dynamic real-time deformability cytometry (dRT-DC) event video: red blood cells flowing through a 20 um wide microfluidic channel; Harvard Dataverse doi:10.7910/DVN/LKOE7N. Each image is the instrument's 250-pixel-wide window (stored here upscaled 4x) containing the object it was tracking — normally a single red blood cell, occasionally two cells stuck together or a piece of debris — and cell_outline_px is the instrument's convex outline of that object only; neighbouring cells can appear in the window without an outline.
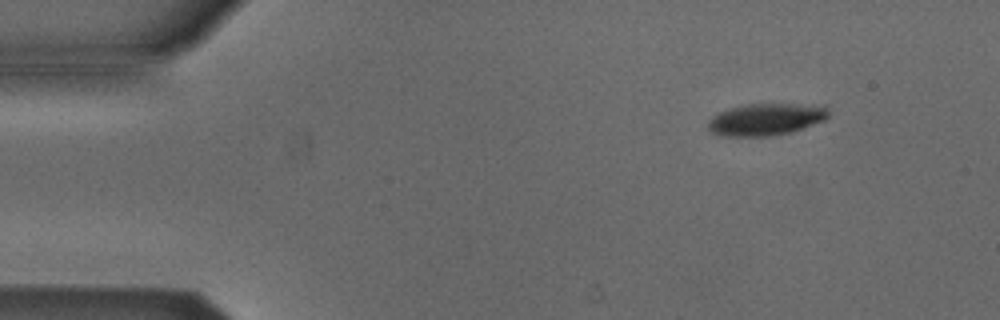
{"species": "Egyptian fruit bat (a non-hibernating species)", "species_latin": "Rousettus aegyptiacus", "temperature_condition": "cold", "stored_images_in_passage": 6, "camera_frame_rate_fps": 3000, "um_per_image_px": 0.085, "animal": {"sex": "male"}, "frame": {"image": 1, "passage_image": 2, "time_ms": 0.333, "image_size_px": [1000, 320], "cell_outline_px": [[828, 116], [824, 120], [804, 128], [792, 132], [768, 136], [728, 136], [712, 132], [708, 128], [708, 120], [712, 116], [720, 112], [732, 108], [748, 104], [824, 104], [828, 112]], "centroid_in_image_um": [65.15, 10.14], "position_along_channel_um": 19.9, "area_um2": 22.37}}
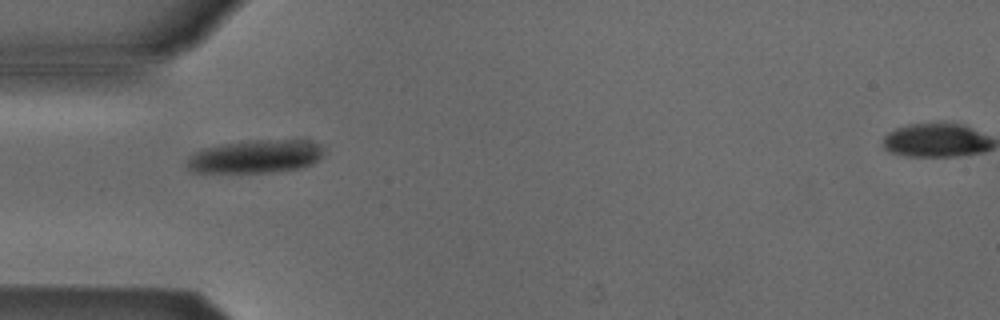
{"frame": {"image": 2, "passage_image": 4, "time_ms": 1.0, "image_size_px": [1000, 320], "cell_outline_px": [[328, 152], [324, 156], [312, 164], [300, 168], [272, 172], [192, 172], [184, 164], [188, 156], [192, 152], [204, 148], [220, 144], [256, 140], [304, 140], [320, 144]], "centroid_in_image_um": [21.73, 13.3], "position_along_channel_um": 63.3, "area_um2": 26.82}}
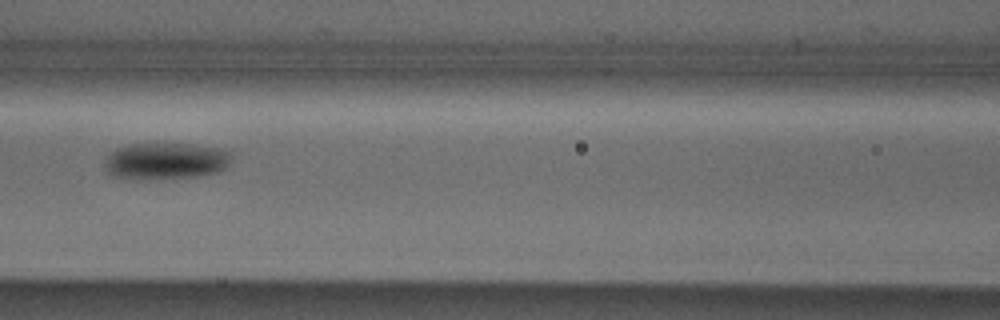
{"frame": {"image": 3, "passage_image": 6, "time_ms": 1.667, "image_size_px": [1000, 320], "cell_outline_px": [[232, 156], [228, 164], [220, 172], [200, 176], [160, 180], [124, 180], [112, 176], [104, 168], [104, 160], [108, 152], [116, 148], [128, 144], [192, 144], [224, 148], [232, 152]], "centroid_in_image_um": [14.04, 13.71], "position_along_channel_um": 152.6, "area_um2": 28.26}}